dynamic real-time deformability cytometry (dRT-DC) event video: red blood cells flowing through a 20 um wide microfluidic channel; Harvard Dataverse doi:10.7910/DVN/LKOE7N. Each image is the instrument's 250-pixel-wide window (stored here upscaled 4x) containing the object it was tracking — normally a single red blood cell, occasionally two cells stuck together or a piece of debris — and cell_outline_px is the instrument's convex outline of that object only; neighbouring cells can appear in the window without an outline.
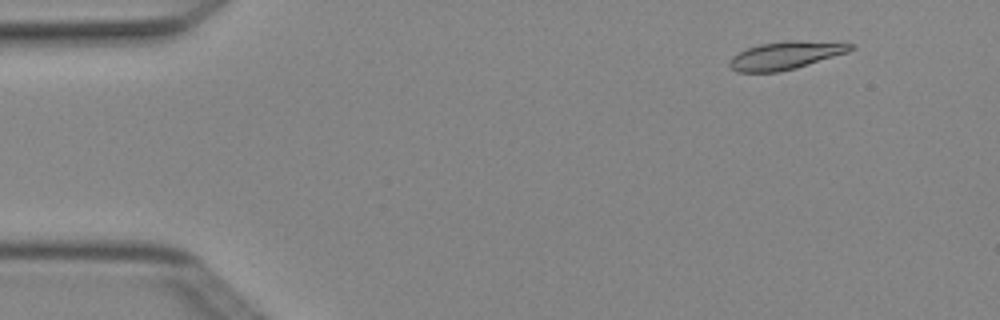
{"species": "Egyptian fruit bat (a non-hibernating species)", "species_latin": "Rousettus aegyptiacus", "temperature_condition": "cold", "stored_images_in_passage": 4, "camera_frame_rate_fps": 3000, "um_per_image_px": 0.085, "animal": {"sex": "female"}, "frame": {"image": 1, "passage_image": 2, "time_ms": 0.333, "image_size_px": [1000, 320], "cell_outline_px": [[856, 44], [848, 52], [796, 68], [780, 72], [736, 72], [728, 64], [728, 60], [732, 56], [748, 48], [760, 44], [788, 40], [796, 40]], "centroid_in_image_um": [66.74, 4.71], "position_along_channel_um": 18.3, "area_um2": 19.54}}